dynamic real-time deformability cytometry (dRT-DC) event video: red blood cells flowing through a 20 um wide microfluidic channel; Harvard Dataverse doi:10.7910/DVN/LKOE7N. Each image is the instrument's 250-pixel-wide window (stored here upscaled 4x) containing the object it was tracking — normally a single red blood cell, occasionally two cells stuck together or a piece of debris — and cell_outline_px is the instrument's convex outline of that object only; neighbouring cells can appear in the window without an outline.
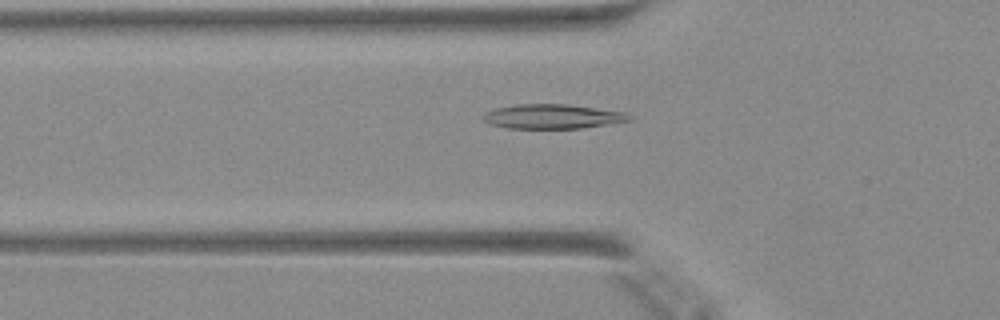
{"species": "Egyptian fruit bat (a non-hibernating species)", "species_latin": "Rousettus aegyptiacus", "temperature_condition": "warm", "stored_images_in_passage": 47, "camera_frame_rate_fps": 3000, "um_per_image_px": 0.085, "animal": {"sex": "female"}, "frame": {"image": 1, "passage_image": 16, "time_ms": 5.0, "image_size_px": [1000, 320], "cell_outline_px": [[632, 120], [580, 128], [508, 128], [492, 124], [484, 120], [480, 116], [484, 112], [496, 108], [516, 104], [568, 104], [624, 112], [632, 116]], "centroid_in_image_um": [46.93, 9.89], "position_along_channel_um": 78.9, "area_um2": 20.69}}
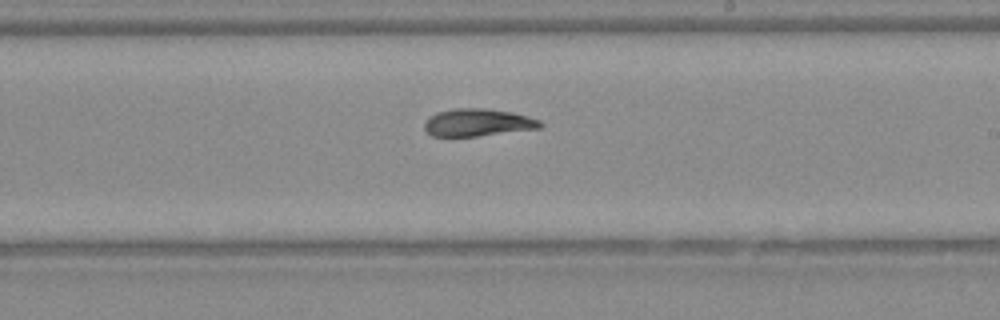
{"frame": {"image": 2, "passage_image": 28, "time_ms": 9.0, "image_size_px": [1000, 320], "cell_outline_px": [[544, 124], [540, 128], [476, 136], [432, 136], [424, 128], [424, 124], [428, 116], [436, 112], [452, 108], [488, 108], [512, 112], [528, 116], [540, 120]], "centroid_in_image_um": [40.6, 10.4], "position_along_channel_um": 248.4, "area_um2": 18.67}}
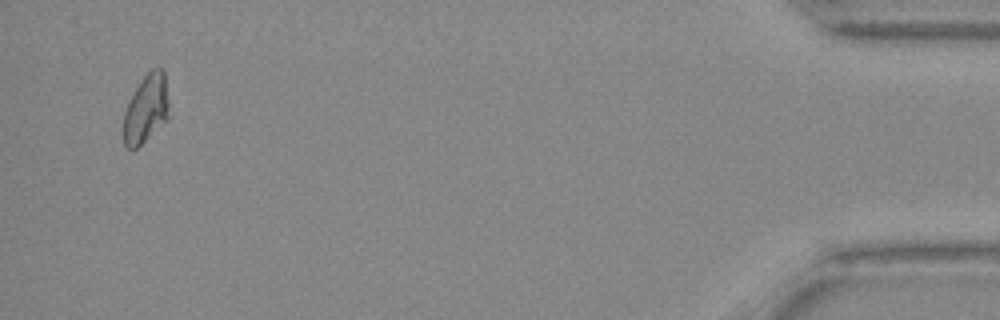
{"frame": {"image": 3, "passage_image": 46, "time_ms": 15.0, "image_size_px": [1000, 320], "cell_outline_px": [[168, 120], [136, 148], [128, 148], [124, 144], [124, 112], [128, 100], [144, 76], [152, 68], [160, 68], [164, 72], [168, 104]], "centroid_in_image_um": [12.41, 9.25], "position_along_channel_um": 422.8, "area_um2": 17.86}}